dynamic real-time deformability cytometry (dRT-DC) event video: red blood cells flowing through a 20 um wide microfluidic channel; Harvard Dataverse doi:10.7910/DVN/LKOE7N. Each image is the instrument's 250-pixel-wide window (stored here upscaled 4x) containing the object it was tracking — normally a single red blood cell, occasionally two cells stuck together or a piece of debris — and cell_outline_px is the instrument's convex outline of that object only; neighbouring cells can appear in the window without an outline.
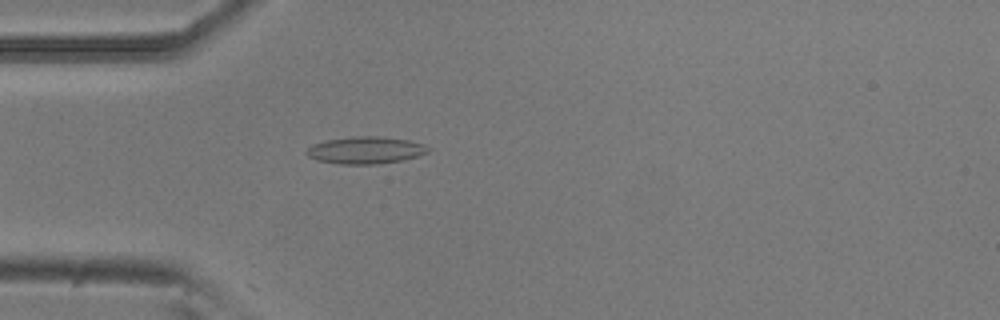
{"species": "common noctule bat (a hibernating species)", "species_latin": "Nyctalus noctula", "temperature_condition": "room temperature", "stored_images_in_passage": 30, "camera_frame_rate_fps": 3000, "um_per_image_px": 0.085, "animal": {"sex": "male", "body_mass_g": 20.5, "forearm_length_mm": 52.5}, "frame": {"image": 1, "passage_image": 7, "time_ms": 2.0, "image_size_px": [1000, 320], "cell_outline_px": [[432, 148], [428, 152], [404, 160], [380, 164], [344, 164], [316, 160], [308, 156], [304, 152], [312, 144], [324, 140], [352, 136], [380, 136], [408, 140], [424, 144]], "centroid_in_image_um": [31.07, 12.76], "position_along_channel_um": 53.9, "area_um2": 19.42}}
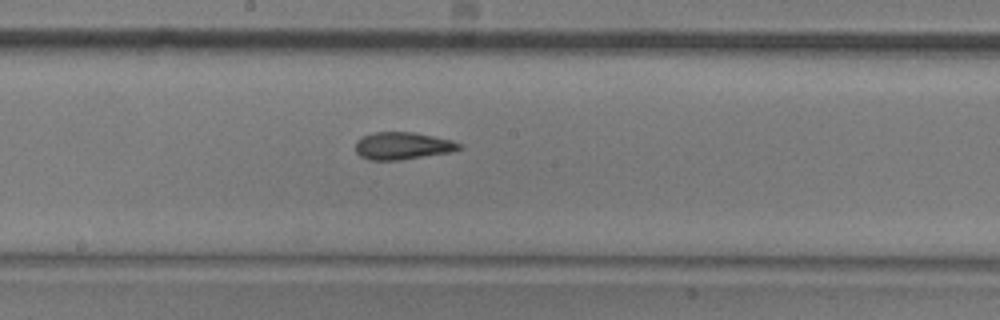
{"frame": {"image": 2, "passage_image": 20, "time_ms": 6.333, "image_size_px": [1000, 320], "cell_outline_px": [[464, 144], [460, 148], [448, 152], [400, 160], [368, 160], [360, 156], [356, 152], [356, 140], [360, 136], [372, 132], [416, 132], [452, 140]], "centroid_in_image_um": [34.18, 12.38], "position_along_channel_um": 214.0, "area_um2": 16.65}}
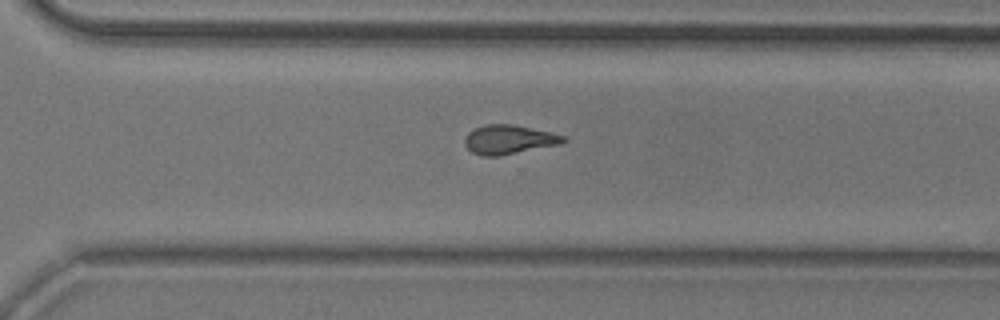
{"frame": {"image": 3, "passage_image": 29, "time_ms": 9.333, "image_size_px": [1000, 320], "cell_outline_px": [[568, 140], [560, 144], [496, 156], [480, 156], [472, 152], [464, 144], [464, 140], [468, 132], [484, 124], [512, 124], [548, 132], [564, 136]], "centroid_in_image_um": [43.21, 11.86], "position_along_channel_um": 327.4, "area_um2": 16.47}}